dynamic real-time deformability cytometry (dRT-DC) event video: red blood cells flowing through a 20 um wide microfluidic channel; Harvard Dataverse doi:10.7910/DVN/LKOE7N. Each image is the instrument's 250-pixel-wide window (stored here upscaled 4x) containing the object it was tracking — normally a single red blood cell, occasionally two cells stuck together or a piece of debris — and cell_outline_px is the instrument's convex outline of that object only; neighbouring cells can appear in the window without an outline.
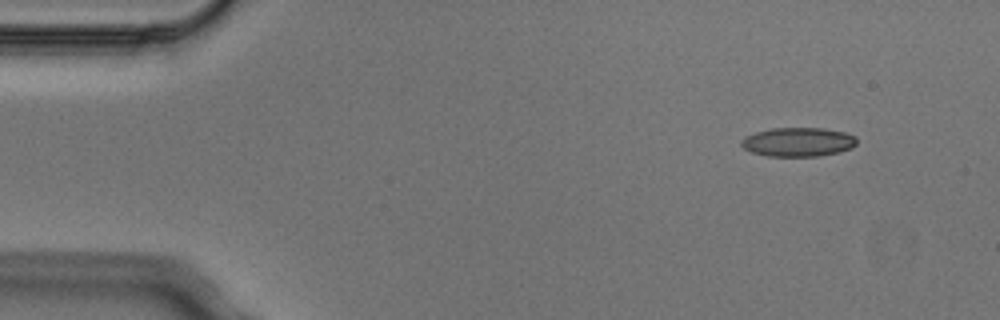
{"species": "Egyptian fruit bat (a non-hibernating species)", "species_latin": "Rousettus aegyptiacus", "temperature_condition": "cold", "stored_images_in_passage": 3, "camera_frame_rate_fps": 3000, "um_per_image_px": 0.085, "animal": {"sex": "male"}, "frame": {"image": 1, "passage_image": 1, "time_ms": 0.0, "image_size_px": [1000, 320], "cell_outline_px": [[856, 144], [852, 148], [840, 152], [820, 156], [768, 156], [752, 152], [744, 148], [740, 144], [740, 140], [744, 136], [756, 132], [772, 128], [824, 128], [844, 132], [856, 136]], "centroid_in_image_um": [67.84, 12.07], "position_along_channel_um": 17.2, "area_um2": 19.65}}
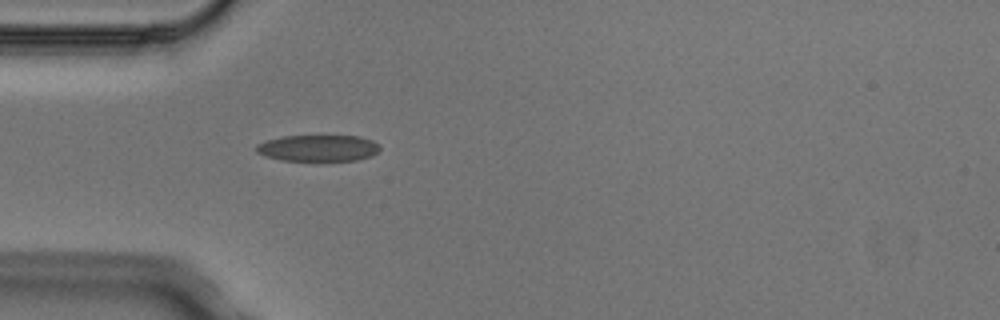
{"frame": {"image": 2, "passage_image": 3, "time_ms": 0.667, "image_size_px": [1000, 320], "cell_outline_px": [[380, 148], [372, 156], [356, 160], [280, 160], [264, 156], [256, 152], [256, 144], [268, 140], [284, 136], [360, 136], [372, 140], [380, 144]], "centroid_in_image_um": [27.05, 12.58], "position_along_channel_um": 58.0, "area_um2": 18.96}}